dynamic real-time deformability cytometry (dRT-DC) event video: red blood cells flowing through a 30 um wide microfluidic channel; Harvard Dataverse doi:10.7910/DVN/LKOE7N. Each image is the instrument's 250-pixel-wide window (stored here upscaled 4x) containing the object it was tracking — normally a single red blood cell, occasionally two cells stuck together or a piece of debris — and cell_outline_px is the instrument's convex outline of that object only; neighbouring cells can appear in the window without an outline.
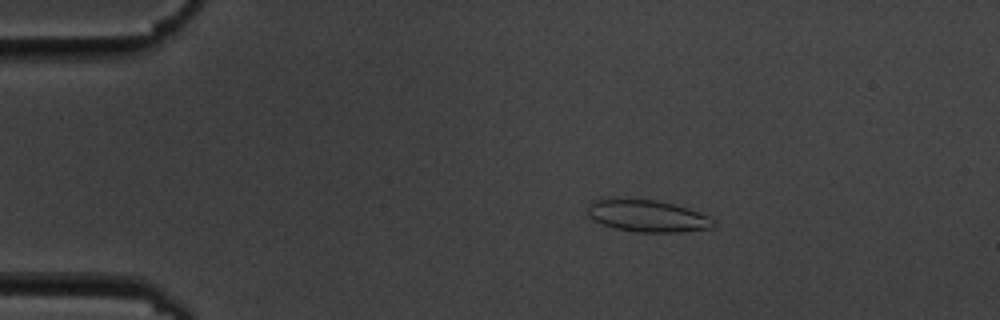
{"species": "common noctule bat (a hibernating species)", "species_latin": "Nyctalus noctula", "temperature_condition": "cold", "stored_images_in_passage": 8, "camera_frame_rate_fps": 3000, "um_per_image_px": 0.085, "animal": {"sex": "male", "body_mass_g": 19.5, "forearm_length_mm": 54.6}, "frame": {"image": 1, "passage_image": 4, "time_ms": 3.333, "image_size_px": [1000, 320], "cell_outline_px": [[716, 224], [712, 228], [680, 232], [636, 232], [616, 228], [604, 224], [588, 216], [588, 200], [612, 196], [656, 200], [688, 208], [700, 212], [708, 216]], "centroid_in_image_um": [54.96, 18.31], "position_along_channel_um": 30.0, "area_um2": 23.99}}
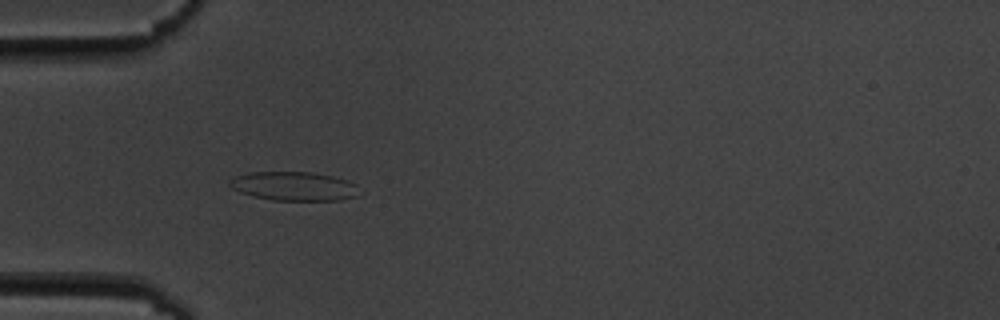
{"frame": {"image": 2, "passage_image": 6, "time_ms": 5.667, "image_size_px": [1000, 320], "cell_outline_px": [[364, 192], [360, 196], [340, 200], [272, 200], [252, 196], [240, 192], [232, 188], [228, 184], [228, 180], [236, 176], [248, 172], [308, 172], [332, 176], [348, 180], [356, 184]], "centroid_in_image_um": [25.04, 15.83], "position_along_channel_um": 60.0, "area_um2": 22.2}}
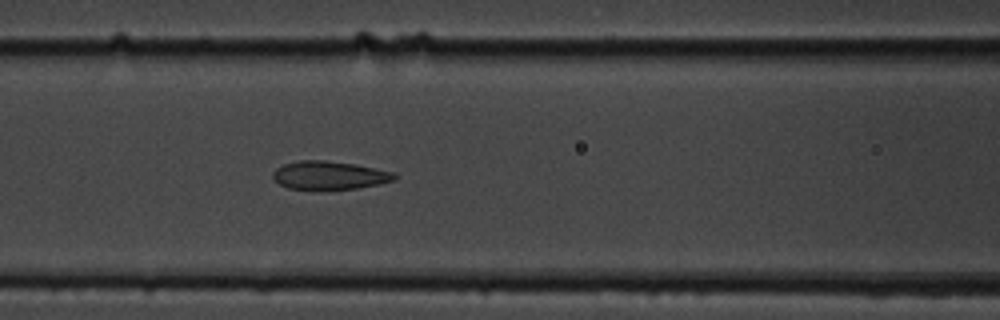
{"frame": {"image": 3, "passage_image": 8, "time_ms": 8.0, "image_size_px": [1000, 320], "cell_outline_px": [[396, 180], [380, 184], [360, 188], [328, 192], [324, 192], [288, 188], [272, 180], [272, 172], [276, 168], [284, 164], [300, 160], [324, 160], [352, 164], [396, 172]], "centroid_in_image_um": [27.98, 14.95], "position_along_channel_um": 138.6, "area_um2": 20.92}}